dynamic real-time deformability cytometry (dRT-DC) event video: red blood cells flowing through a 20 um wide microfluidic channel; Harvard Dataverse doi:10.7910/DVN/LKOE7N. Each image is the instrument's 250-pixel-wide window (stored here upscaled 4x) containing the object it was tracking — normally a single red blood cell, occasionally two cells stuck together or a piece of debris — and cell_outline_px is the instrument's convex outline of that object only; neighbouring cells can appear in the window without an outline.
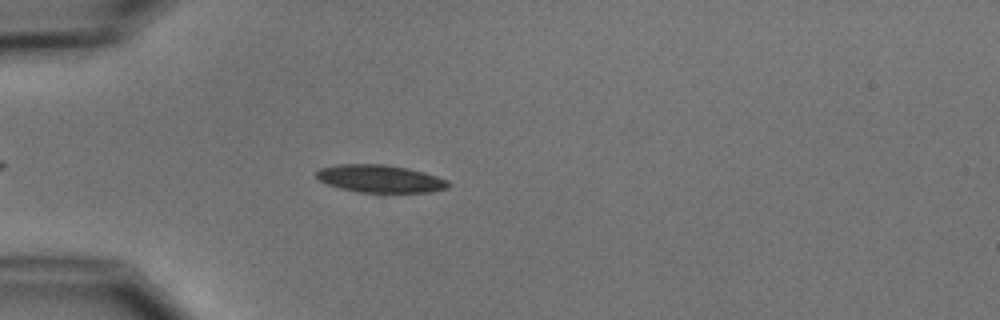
{"species": "common noctule bat (a hibernating species)", "species_latin": "Nyctalus noctula", "temperature_condition": "cold", "stored_images_in_passage": 6, "camera_frame_rate_fps": 3000, "um_per_image_px": 0.085, "animal": {"sex": "male", "body_mass_g": 15.6}, "frame": {"image": 1, "passage_image": 4, "time_ms": 4.667, "image_size_px": [1000, 320], "cell_outline_px": [[452, 184], [448, 188], [428, 192], [384, 196], [380, 196], [356, 192], [340, 188], [328, 184], [320, 180], [316, 176], [316, 172], [320, 168], [340, 164], [384, 164], [408, 168], [424, 172], [448, 180]], "centroid_in_image_um": [32.37, 15.25], "position_along_channel_um": 52.6, "area_um2": 22.31}}